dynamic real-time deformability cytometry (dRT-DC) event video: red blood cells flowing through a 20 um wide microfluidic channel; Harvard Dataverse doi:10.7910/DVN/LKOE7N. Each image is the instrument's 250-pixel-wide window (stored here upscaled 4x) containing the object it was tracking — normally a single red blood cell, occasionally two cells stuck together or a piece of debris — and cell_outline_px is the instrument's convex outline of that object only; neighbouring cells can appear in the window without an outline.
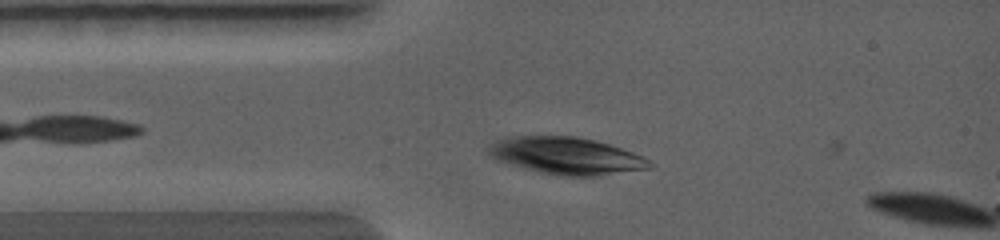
{"species": "common noctule bat (a hibernating species)", "species_latin": "Nyctalus noctula", "temperature_condition": "warm", "stored_images_in_passage": 2, "camera_frame_rate_fps": 5000, "um_per_image_px": 0.085, "animal": {"sex": "female", "body_mass_g": 19.0, "forearm_length_mm": 56.7}, "frame": {"image": 1, "passage_image": 2, "time_ms": 0.4, "image_size_px": [1000, 240], "cell_outline_px": [[652, 168], [604, 176], [560, 176], [520, 168], [504, 164], [492, 160], [488, 156], [488, 148], [500, 144], [516, 140], [536, 136], [560, 136], [588, 140], [604, 144], [628, 152], [644, 160]], "centroid_in_image_um": [48.12, 13.33], "position_along_channel_um": 36.9, "area_um2": 33.0}}